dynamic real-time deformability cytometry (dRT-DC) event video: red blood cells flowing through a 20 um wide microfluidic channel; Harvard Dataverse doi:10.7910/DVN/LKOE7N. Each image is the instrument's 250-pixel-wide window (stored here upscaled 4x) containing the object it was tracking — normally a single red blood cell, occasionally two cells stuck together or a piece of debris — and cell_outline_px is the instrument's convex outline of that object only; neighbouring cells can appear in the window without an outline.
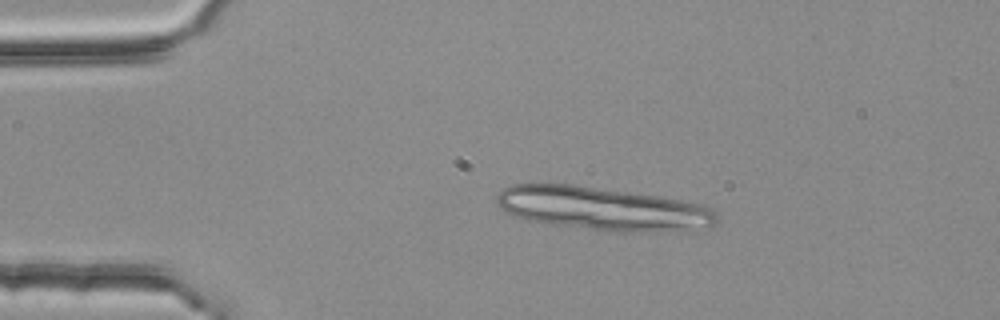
{"species": "common noctule bat (a hibernating species)", "species_latin": "Nyctalus noctula", "temperature_condition": "room temperature", "stored_images_in_passage": 4, "camera_frame_rate_fps": 3000, "um_per_image_px": 0.085, "animal": {"sex": "female", "body_mass_g": 25.1}, "frame": {"image": 1, "passage_image": 2, "time_ms": 0.333, "image_size_px": [1000, 320], "cell_outline_px": [[720, 220], [712, 228], [656, 232], [608, 232], [524, 220], [508, 212], [496, 204], [496, 196], [504, 188], [512, 184], [572, 184], [660, 196], [704, 204], [712, 208], [720, 216]], "centroid_in_image_um": [51.33, 17.75], "position_along_channel_um": 33.7, "area_um2": 56.47}}